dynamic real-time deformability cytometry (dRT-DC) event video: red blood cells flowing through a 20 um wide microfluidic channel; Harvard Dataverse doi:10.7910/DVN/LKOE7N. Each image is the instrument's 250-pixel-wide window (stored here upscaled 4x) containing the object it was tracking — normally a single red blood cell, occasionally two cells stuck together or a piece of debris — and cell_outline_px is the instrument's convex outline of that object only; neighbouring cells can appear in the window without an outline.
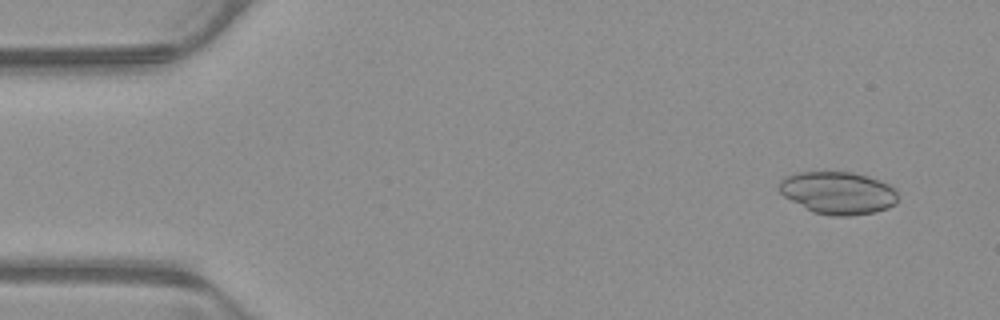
{"species": "common noctule bat (a hibernating species)", "species_latin": "Nyctalus noctula", "temperature_condition": "warm", "stored_images_in_passage": 53, "camera_frame_rate_fps": 3000, "um_per_image_px": 0.085, "animal": {"sex": "male", "body_mass_g": 23.1, "forearm_length_mm": 52.7}, "frame": {"image": 1, "passage_image": 4, "time_ms": 1.0, "image_size_px": [1000, 320], "cell_outline_px": [[896, 204], [888, 208], [876, 212], [848, 216], [832, 216], [812, 212], [784, 196], [776, 188], [780, 180], [784, 176], [796, 172], [852, 172], [868, 176], [892, 184], [896, 188]], "centroid_in_image_um": [71.23, 16.39], "position_along_channel_um": 13.8, "area_um2": 29.82}}